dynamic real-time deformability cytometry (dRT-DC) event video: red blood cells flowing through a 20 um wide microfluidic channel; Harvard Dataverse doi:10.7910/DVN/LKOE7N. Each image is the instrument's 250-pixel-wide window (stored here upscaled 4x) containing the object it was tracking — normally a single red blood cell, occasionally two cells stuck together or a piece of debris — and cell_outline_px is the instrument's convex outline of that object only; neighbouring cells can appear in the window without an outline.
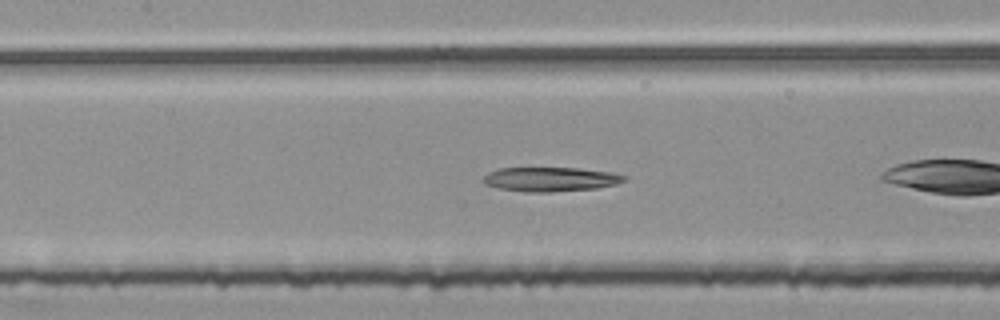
{"species": "common noctule bat (a hibernating species)", "species_latin": "Nyctalus noctula", "temperature_condition": "room temperature", "stored_images_in_passage": 31, "camera_frame_rate_fps": 3000, "um_per_image_px": 0.085, "animal": {"sex": "female", "body_mass_g": 25.1}, "frame": {"image": 1, "passage_image": 10, "time_ms": 3.0, "image_size_px": [1000, 320], "cell_outline_px": [[628, 180], [616, 184], [596, 188], [552, 192], [528, 192], [496, 188], [484, 184], [484, 176], [488, 172], [500, 168], [580, 168], [608, 172], [628, 176]], "centroid_in_image_um": [46.8, 15.24], "position_along_channel_um": 160.6, "area_um2": 20.0}}
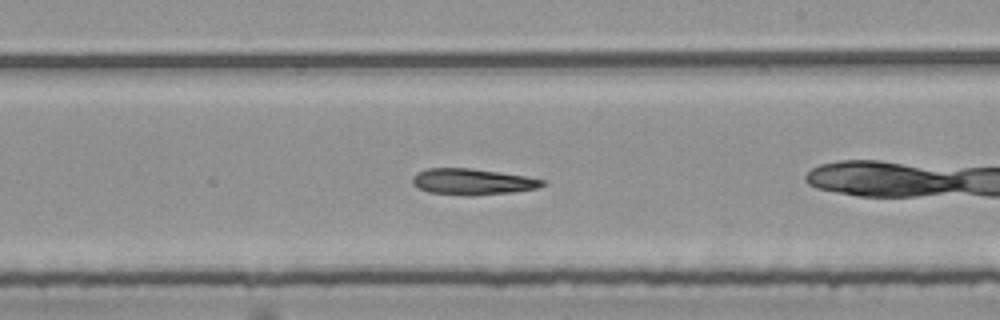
{"frame": {"image": 2, "passage_image": 17, "time_ms": 5.333, "image_size_px": [1000, 320], "cell_outline_px": [[544, 184], [536, 188], [512, 192], [468, 196], [428, 192], [412, 184], [412, 180], [420, 172], [428, 168], [468, 168], [528, 176], [544, 180]], "centroid_in_image_um": [40.17, 15.45], "position_along_channel_um": 248.8, "area_um2": 19.48}}
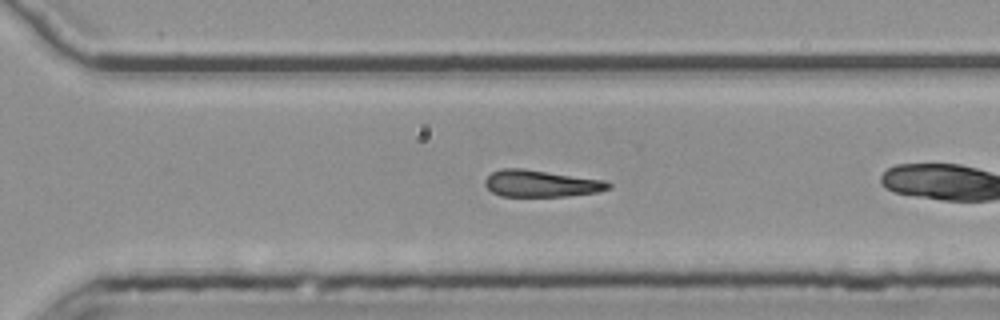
{"frame": {"image": 3, "passage_image": 23, "time_ms": 7.333, "image_size_px": [1000, 320], "cell_outline_px": [[612, 188], [600, 192], [568, 196], [500, 196], [492, 192], [484, 184], [484, 180], [492, 172], [500, 168], [524, 168], [604, 180], [612, 184]], "centroid_in_image_um": [46.01, 15.6], "position_along_channel_um": 324.6, "area_um2": 19.48}}